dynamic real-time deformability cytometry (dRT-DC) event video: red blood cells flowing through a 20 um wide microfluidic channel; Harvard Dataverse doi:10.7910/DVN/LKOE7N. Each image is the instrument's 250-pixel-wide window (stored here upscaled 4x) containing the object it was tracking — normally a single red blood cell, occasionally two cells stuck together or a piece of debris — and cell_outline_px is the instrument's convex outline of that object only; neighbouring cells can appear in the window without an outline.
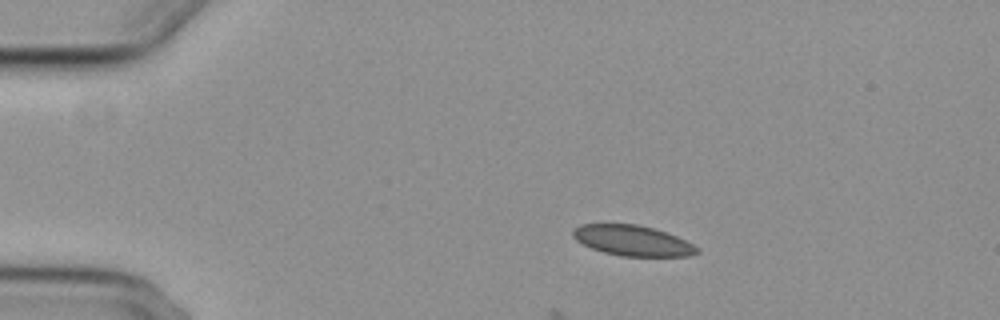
{"species": "common noctule bat (a hibernating species)", "species_latin": "Nyctalus noctula", "temperature_condition": "cold", "stored_images_in_passage": 7, "camera_frame_rate_fps": 3000, "um_per_image_px": 0.085, "animal": {"sex": "female", "body_mass_g": 29.2, "forearm_length_mm": 56.3}, "frame": {"image": 1, "passage_image": 1, "time_ms": 0.0, "image_size_px": [1000, 320], "cell_outline_px": [[700, 252], [692, 256], [620, 256], [604, 252], [592, 248], [576, 240], [572, 236], [572, 228], [580, 224], [636, 224], [652, 228], [676, 236], [700, 248]], "centroid_in_image_um": [53.76, 20.45], "position_along_channel_um": 31.2, "area_um2": 21.96}}